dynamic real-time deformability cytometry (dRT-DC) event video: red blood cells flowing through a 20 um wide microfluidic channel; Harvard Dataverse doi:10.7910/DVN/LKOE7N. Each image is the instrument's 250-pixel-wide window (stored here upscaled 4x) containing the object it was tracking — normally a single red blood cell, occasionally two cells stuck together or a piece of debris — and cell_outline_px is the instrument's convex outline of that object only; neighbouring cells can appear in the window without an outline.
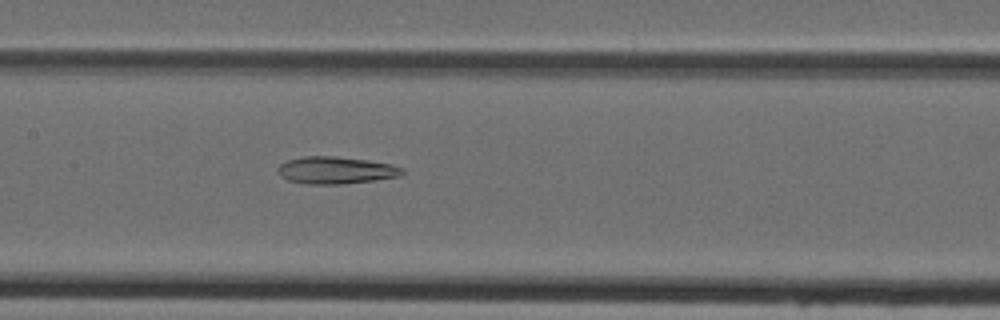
{"species": "Egyptian fruit bat (a non-hibernating species)", "species_latin": "Rousettus aegyptiacus", "temperature_condition": "cold", "stored_images_in_passage": 37, "camera_frame_rate_fps": 3000, "um_per_image_px": 0.085, "animal": {"sex": "female"}, "frame": {"image": 1, "passage_image": 13, "time_ms": 4.0, "image_size_px": [1000, 320], "cell_outline_px": [[404, 172], [400, 176], [376, 180], [344, 184], [308, 184], [288, 180], [280, 176], [276, 168], [280, 164], [288, 160], [304, 156], [336, 156], [392, 164], [404, 168]], "centroid_in_image_um": [28.54, 14.47], "position_along_channel_um": 178.9, "area_um2": 19.77}}
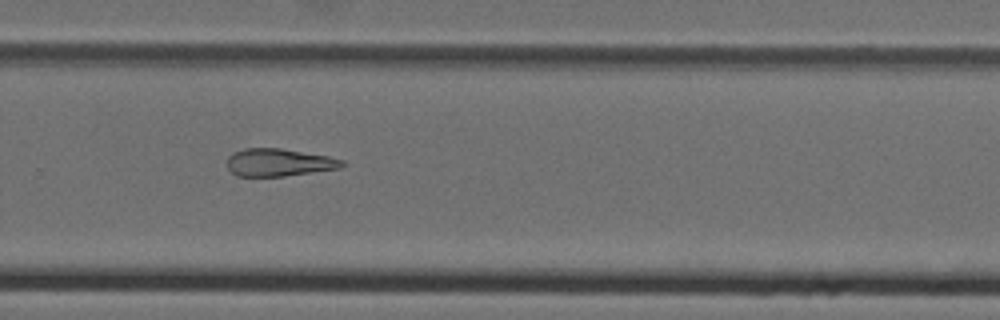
{"frame": {"image": 2, "passage_image": 22, "time_ms": 7.0, "image_size_px": [1000, 320], "cell_outline_px": [[344, 164], [340, 168], [284, 176], [236, 176], [228, 168], [228, 156], [232, 152], [244, 148], [280, 148], [328, 156], [344, 160]], "centroid_in_image_um": [23.68, 13.8], "position_along_channel_um": 306.1, "area_um2": 18.44}}
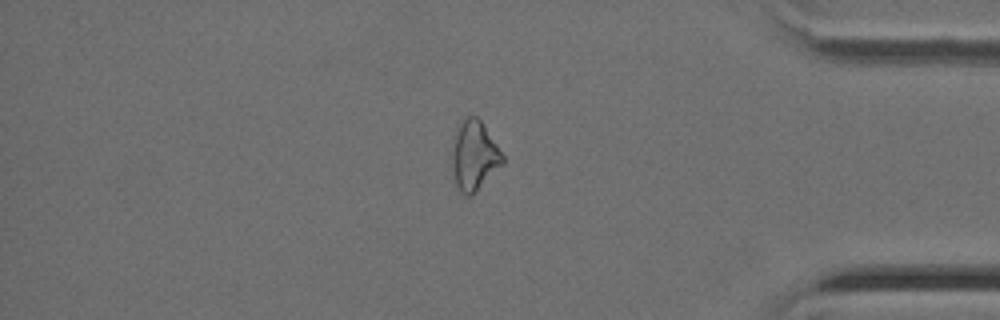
{"frame": {"image": 3, "passage_image": 30, "time_ms": 9.667, "image_size_px": [1000, 320], "cell_outline_px": [[504, 164], [468, 196], [460, 192], [452, 176], [452, 152], [456, 128], [468, 116], [476, 116], [480, 120], [504, 156]], "centroid_in_image_um": [40.29, 13.22], "position_along_channel_um": 394.9, "area_um2": 20.0}}